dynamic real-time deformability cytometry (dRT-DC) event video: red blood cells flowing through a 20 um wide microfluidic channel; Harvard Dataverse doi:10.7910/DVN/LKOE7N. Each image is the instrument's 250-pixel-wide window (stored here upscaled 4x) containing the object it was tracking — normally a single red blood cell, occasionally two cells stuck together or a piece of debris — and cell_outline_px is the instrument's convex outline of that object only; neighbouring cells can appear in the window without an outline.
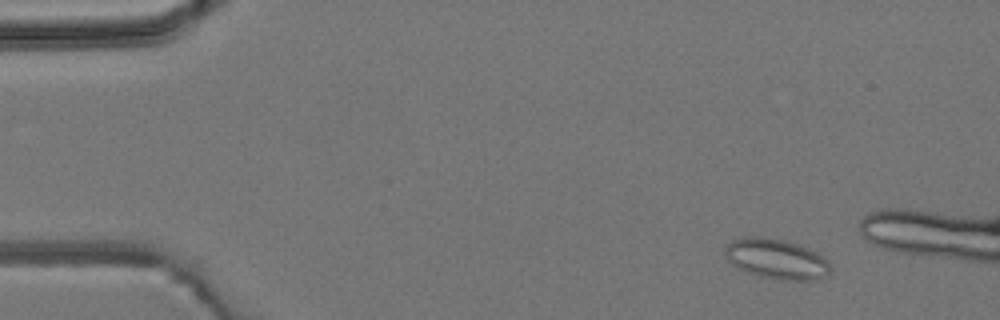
{"species": "common noctule bat (a hibernating species)", "species_latin": "Nyctalus noctula", "temperature_condition": "room temperature", "stored_images_in_passage": 4, "camera_frame_rate_fps": 3000, "um_per_image_px": 0.085, "animal": {"sex": "male", "body_mass_g": 19.2, "forearm_length_mm": 51.8}, "frame": {"image": 1, "passage_image": 2, "time_ms": 1.333, "image_size_px": [1000, 320], "cell_outline_px": [[832, 268], [828, 276], [816, 280], [780, 280], [756, 276], [736, 268], [728, 260], [724, 252], [724, 248], [732, 240], [744, 236], [760, 236], [784, 240], [800, 244], [824, 256], [828, 260]], "centroid_in_image_um": [66.01, 22.02], "position_along_channel_um": 19.0, "area_um2": 25.26}}